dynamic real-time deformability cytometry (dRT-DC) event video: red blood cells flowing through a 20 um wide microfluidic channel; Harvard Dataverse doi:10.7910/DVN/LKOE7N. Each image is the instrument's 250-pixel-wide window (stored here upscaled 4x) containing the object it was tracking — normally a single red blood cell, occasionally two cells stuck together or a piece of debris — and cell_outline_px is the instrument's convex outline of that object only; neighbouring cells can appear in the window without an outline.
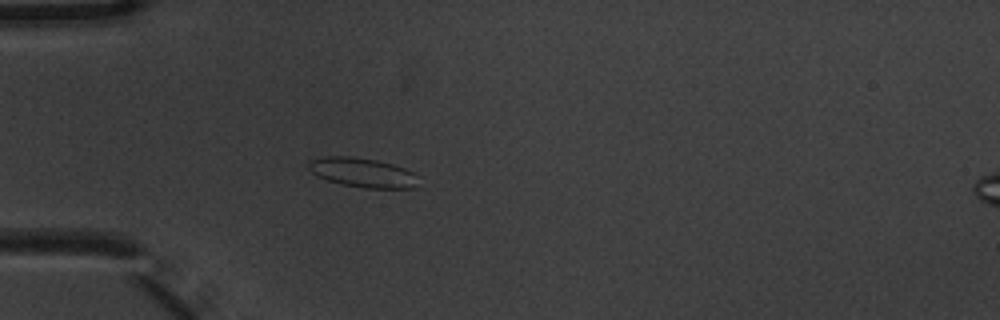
{"species": "common noctule bat (a hibernating species)", "species_latin": "Nyctalus noctula", "temperature_condition": "warm", "stored_images_in_passage": 4, "camera_frame_rate_fps": 3000, "um_per_image_px": 0.085, "animal": {"sex": "male", "body_mass_g": 20.1, "forearm_length_mm": 53.5}, "frame": {"image": 1, "passage_image": 4, "time_ms": 1.0, "image_size_px": [1000, 320], "cell_outline_px": [[420, 176], [412, 188], [364, 188], [340, 184], [316, 176], [308, 168], [308, 160], [324, 156], [348, 156], [376, 160], [392, 164], [404, 168]], "centroid_in_image_um": [30.78, 14.66], "position_along_channel_um": 54.2, "area_um2": 18.84}}